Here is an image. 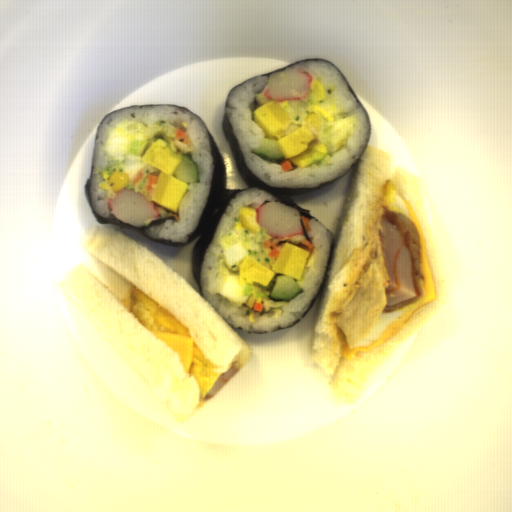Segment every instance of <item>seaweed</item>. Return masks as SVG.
Listing matches in <instances>:
<instances>
[{
    "mask_svg": "<svg viewBox=\"0 0 512 512\" xmlns=\"http://www.w3.org/2000/svg\"><path fill=\"white\" fill-rule=\"evenodd\" d=\"M316 60L323 61V62H329V61H326L321 58H311V59H307V60H303V61L293 62V63L285 65L279 69H276L272 72L261 73L256 76H253L251 78H248L244 82H246L250 79H253L259 75H271L272 73L285 71L288 67H291V66L296 65L301 62H309V61H316ZM329 63L333 67H335L340 72V74L343 76V78L347 81V83L350 85L357 101L359 102V104L362 106V108L367 113L368 123H369V140L366 144V147L367 146L369 147L370 137H371V121L369 118V114H368L366 108L364 107L363 103L361 102L359 96L357 95L356 91L354 90L353 86L345 78V76L339 70L337 65L334 63H331V62H329ZM244 82H242V83H244ZM242 83L238 84L237 86L241 85ZM237 86H235V87H237ZM235 87L231 88L230 90L234 89ZM229 93H230V91L228 92L226 100H225V107H224V114H223V119H222V123H221V128H222V132L231 148L237 168L240 172V175H241L243 181L245 182V184L247 186V189H229L226 187L225 164L223 162L220 151L215 143V140H214L209 128L205 124L204 120L194 110L189 109L185 106H178V105H172V104H138V105H133V106H129V107H124V108L112 111V112L104 115L97 127V132H98L100 127L102 126L103 122L105 121V119L108 117L109 114H112V113H115V112H118L121 110L130 109V108H135V107H140V106H152V105H169V106H174V107L185 108L188 111H190L191 113H193L198 118V120L203 124V126L207 132V135H208V140H209L211 155H212L213 171H212L211 187H210V192L208 194L206 202H205L203 209L201 211V214L199 216L197 228L193 233H191L189 235L186 243H171V242L161 241V240H157V239H152L149 236H147L146 234H144L145 230L148 227L165 224L166 220H172V219H174V217L168 216V217H164L161 219H157V220L149 223L148 226H131L129 224L119 221L117 218H104V217H101L98 213H96L92 208L90 198L88 195V191H89V187H90V183H91L92 166L90 168L85 186L83 188L84 196L91 208L93 216L99 223H109V224H113V225H116V226H119L122 228H126L129 230L135 231L149 241L159 243V244H162V245H165L168 247H181V246L189 245L198 236H200L199 239L192 246L191 263H192L193 278H194L198 293L201 296H202V291H201L200 276H201V271H202V266H203V261H204L206 250H207L208 246L211 244V242L214 238V235L217 231V228H218L227 208L229 207V205L231 204V202L233 201V199L236 197V195L239 192L248 190V189H260V190L266 191L269 194H271L272 196H274L278 202L288 204V205L298 209L301 213V217H306L308 220L314 219L315 221H317L320 224L319 220L316 219L314 216H312L310 214L309 210H306V209L302 208L301 206H299L298 204H296L290 197H296V196H300L303 194L318 191V190L322 189L323 187L329 185L330 183L336 181L337 179L343 177L344 175L348 174L357 164H359L360 158L364 154L365 149H366V147H365L363 153L361 154L358 161L353 165V167L348 172H346L345 174H343L342 176L337 178L336 180H333V181H330V182H327V183H324V184H321V185H318V186H315L312 188L269 187L263 181H261L259 178H257L247 168L245 161L242 157L240 149L237 145V142L235 140V137L232 133L229 122L225 115Z\"/></svg>",
    "mask_w": 512,
    "mask_h": 512,
    "instance_id": "1faa68ee",
    "label": "seaweed"
},
{
    "mask_svg": "<svg viewBox=\"0 0 512 512\" xmlns=\"http://www.w3.org/2000/svg\"><path fill=\"white\" fill-rule=\"evenodd\" d=\"M327 232L330 234L331 236V240H332V247H331V251H330V255H329V259H328V263H327V267H326V270H325V273H324V277H323V280H322V283H321V286L318 290V292L316 293L315 297L313 298V300L311 301L310 305L308 306L307 310L305 311L304 315L301 317V319L299 321H297L296 323H294L293 325L289 326L288 328L286 329H290V328H293L294 326H296L297 324H299L302 320H304L307 315L309 314L310 310L312 309V307L314 306V304L316 303L317 299L319 298L320 295H322L323 293V289H324V286H325V283H326V279H327V276H328V272H329V268H330V263H331V259H332V255H333V252L335 250V247H336V240H335V237L334 235L331 233V231L329 229H326ZM286 329H283V330H286ZM283 330H279V331H283Z\"/></svg>",
    "mask_w": 512,
    "mask_h": 512,
    "instance_id": "45ffbabd",
    "label": "seaweed"
}]
</instances>
